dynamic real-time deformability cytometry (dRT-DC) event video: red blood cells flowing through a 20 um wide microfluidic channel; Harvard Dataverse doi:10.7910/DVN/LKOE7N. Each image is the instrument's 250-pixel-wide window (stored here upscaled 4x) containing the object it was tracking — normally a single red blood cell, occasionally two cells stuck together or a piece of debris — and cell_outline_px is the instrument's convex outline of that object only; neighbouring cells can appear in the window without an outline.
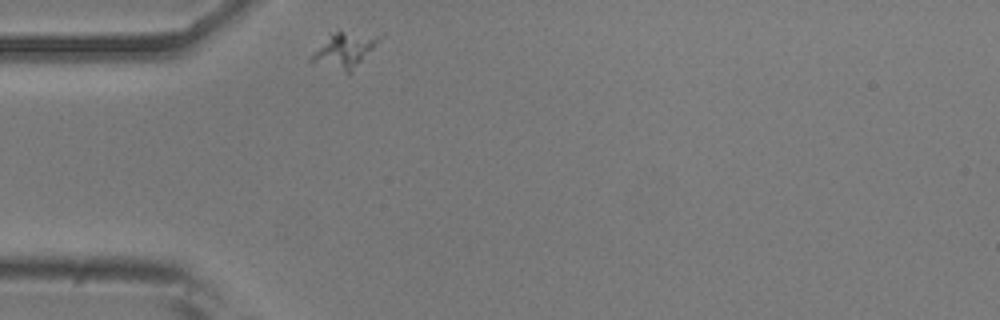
{"species": "common noctule bat (a hibernating species)", "species_latin": "Nyctalus noctula", "temperature_condition": "room temperature", "stored_images_in_passage": 32, "camera_frame_rate_fps": 3000, "um_per_image_px": 0.085, "animal": {"sex": "male", "body_mass_g": 20.5, "forearm_length_mm": 52.5}, "frame": {"image": 1, "passage_image": 1, "time_ms": 0.0, "image_size_px": [1000, 320], "cell_outline_px": [[380, 40], [348, 76], [312, 64], [308, 60], [336, 32], [340, 32]], "centroid_in_image_um": [29.17, 4.47], "position_along_channel_um": 55.8, "area_um2": 12.77}}
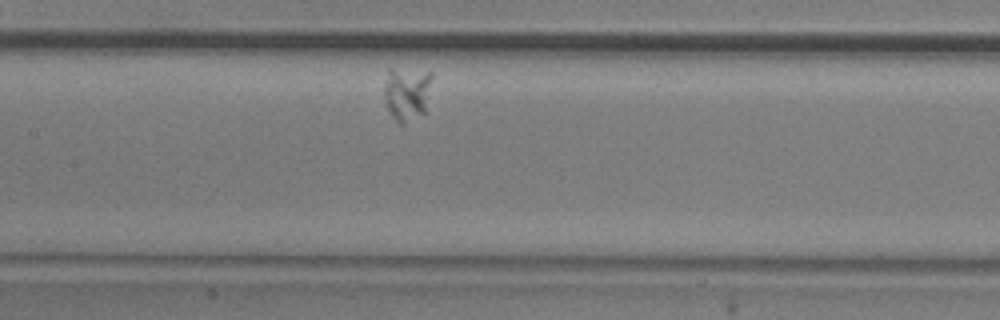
{"frame": {"image": 2, "passage_image": 13, "time_ms": 4.0, "image_size_px": [1000, 320], "cell_outline_px": [[432, 76], [424, 112], [400, 124], [388, 112], [384, 96], [384, 84], [388, 68], [432, 72]], "centroid_in_image_um": [34.54, 7.9], "position_along_channel_um": 172.9, "area_um2": 14.68}}
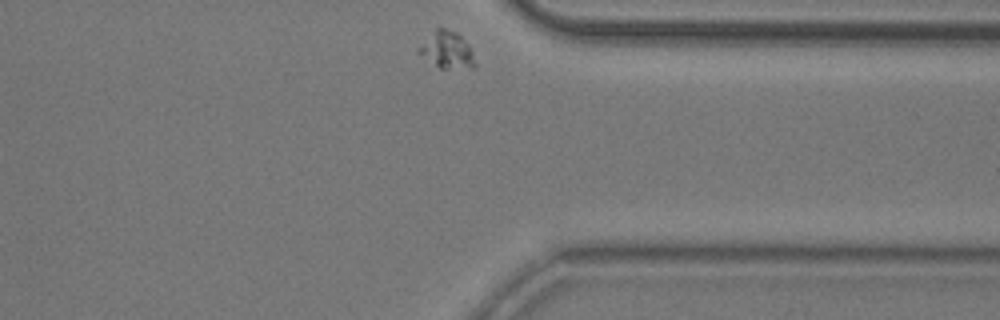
{"frame": {"image": 3, "passage_image": 32, "time_ms": 10.333, "image_size_px": [1000, 320], "cell_outline_px": [[476, 68], [440, 68], [416, 52], [416, 48], [436, 24], [456, 32], [468, 44], [472, 52], [476, 64]], "centroid_in_image_um": [37.94, 4.19], "position_along_channel_um": 373.5, "area_um2": 12.48}}